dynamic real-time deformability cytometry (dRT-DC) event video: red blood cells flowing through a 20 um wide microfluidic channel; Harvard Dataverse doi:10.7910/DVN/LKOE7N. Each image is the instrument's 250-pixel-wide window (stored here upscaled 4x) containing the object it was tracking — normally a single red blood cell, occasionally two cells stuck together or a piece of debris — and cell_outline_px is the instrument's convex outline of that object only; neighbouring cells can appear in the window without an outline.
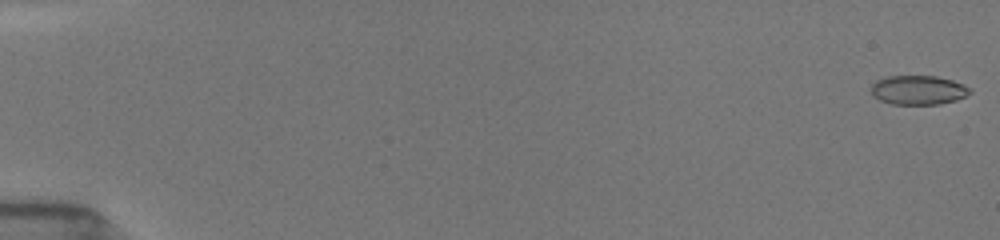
{"species": "common noctule bat (a hibernating species)", "species_latin": "Nyctalus noctula", "temperature_condition": "room temperature", "stored_images_in_passage": 53, "camera_frame_rate_fps": 3000, "um_per_image_px": 0.085, "animal": {"sex": "female", "body_mass_g": 19.5, "forearm_length_mm": 54.1}, "frame": {"image": 1, "passage_image": 1, "time_ms": 0.0, "image_size_px": [1000, 240], "cell_outline_px": [[972, 92], [956, 100], [940, 104], [892, 104], [880, 100], [872, 96], [872, 84], [876, 80], [888, 76], [936, 76], [952, 80], [964, 84], [972, 88]], "centroid_in_image_um": [78.07, 7.65], "position_along_channel_um": 6.9, "area_um2": 16.88}}
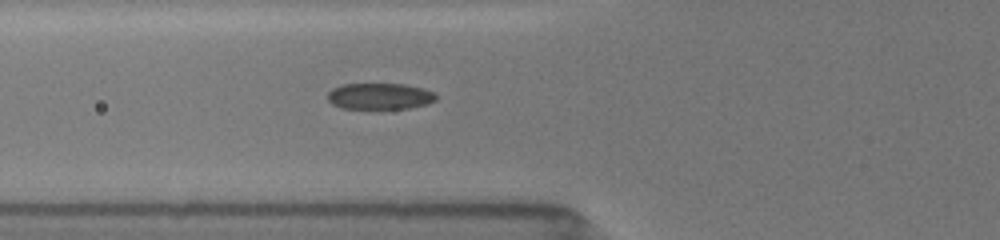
{"frame": {"image": 2, "passage_image": 21, "time_ms": 6.667, "image_size_px": [1000, 240], "cell_outline_px": [[436, 100], [428, 104], [408, 108], [340, 108], [332, 104], [328, 100], [328, 92], [332, 88], [340, 84], [404, 84], [420, 88], [432, 92], [436, 96]], "centroid_in_image_um": [32.23, 8.18], "position_along_channel_um": 93.6, "area_um2": 16.47}}
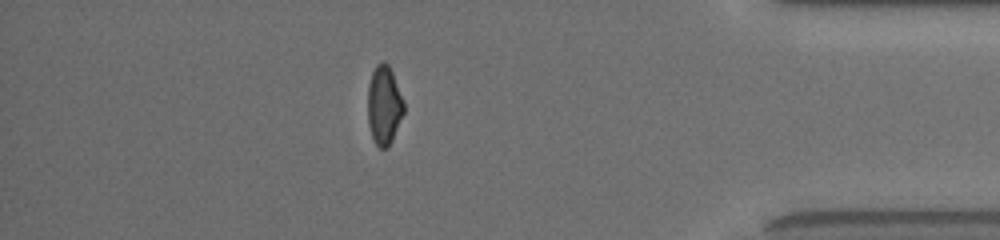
{"frame": {"image": 3, "passage_image": 47, "time_ms": 15.333, "image_size_px": [1000, 240], "cell_outline_px": [[404, 112], [392, 140], [388, 148], [380, 148], [376, 144], [372, 136], [368, 124], [368, 84], [372, 72], [376, 64], [384, 60], [388, 64], [392, 72], [404, 100]], "centroid_in_image_um": [32.64, 8.92], "position_along_channel_um": 402.6, "area_um2": 16.65}, "authors_computed_cell_mechanics": {"area_um2": 17.1088, "velocity_mm_per_s": 3.9306, "shape_relaxation_time_tau1_ms": 3.7492, "shape_relaxation_time_tau2_ms": 1.1402, "deformation_change_tau1": 0.1436, "deformation_change_tau2": 0.0731}}